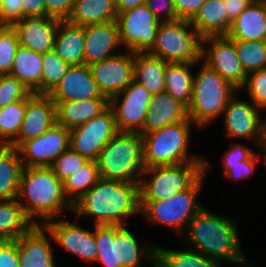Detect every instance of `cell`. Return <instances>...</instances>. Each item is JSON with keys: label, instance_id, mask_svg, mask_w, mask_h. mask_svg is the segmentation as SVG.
<instances>
[{"label": "cell", "instance_id": "obj_20", "mask_svg": "<svg viewBox=\"0 0 266 267\" xmlns=\"http://www.w3.org/2000/svg\"><path fill=\"white\" fill-rule=\"evenodd\" d=\"M234 97L228 101L222 114L225 118L227 137L255 139L258 144L262 118L259 113L261 109L252 102L248 103L245 100Z\"/></svg>", "mask_w": 266, "mask_h": 267}, {"label": "cell", "instance_id": "obj_42", "mask_svg": "<svg viewBox=\"0 0 266 267\" xmlns=\"http://www.w3.org/2000/svg\"><path fill=\"white\" fill-rule=\"evenodd\" d=\"M31 92L16 77L0 74V108L25 99Z\"/></svg>", "mask_w": 266, "mask_h": 267}, {"label": "cell", "instance_id": "obj_36", "mask_svg": "<svg viewBox=\"0 0 266 267\" xmlns=\"http://www.w3.org/2000/svg\"><path fill=\"white\" fill-rule=\"evenodd\" d=\"M100 179L97 162L89 160L76 172L63 181V191L68 201L73 204Z\"/></svg>", "mask_w": 266, "mask_h": 267}, {"label": "cell", "instance_id": "obj_2", "mask_svg": "<svg viewBox=\"0 0 266 267\" xmlns=\"http://www.w3.org/2000/svg\"><path fill=\"white\" fill-rule=\"evenodd\" d=\"M237 228L235 220L202 208L190 220L183 234L186 243L189 242L187 248L216 260L220 265L227 261L252 267L243 255Z\"/></svg>", "mask_w": 266, "mask_h": 267}, {"label": "cell", "instance_id": "obj_19", "mask_svg": "<svg viewBox=\"0 0 266 267\" xmlns=\"http://www.w3.org/2000/svg\"><path fill=\"white\" fill-rule=\"evenodd\" d=\"M60 20L51 17H23L10 25L19 45L35 52L52 51Z\"/></svg>", "mask_w": 266, "mask_h": 267}, {"label": "cell", "instance_id": "obj_32", "mask_svg": "<svg viewBox=\"0 0 266 267\" xmlns=\"http://www.w3.org/2000/svg\"><path fill=\"white\" fill-rule=\"evenodd\" d=\"M34 226L17 198L0 200V240L17 239Z\"/></svg>", "mask_w": 266, "mask_h": 267}, {"label": "cell", "instance_id": "obj_43", "mask_svg": "<svg viewBox=\"0 0 266 267\" xmlns=\"http://www.w3.org/2000/svg\"><path fill=\"white\" fill-rule=\"evenodd\" d=\"M88 161L89 160L87 158L81 156L78 152H75L69 148L55 159L50 168L53 170L54 174L63 182L68 176L76 172Z\"/></svg>", "mask_w": 266, "mask_h": 267}, {"label": "cell", "instance_id": "obj_53", "mask_svg": "<svg viewBox=\"0 0 266 267\" xmlns=\"http://www.w3.org/2000/svg\"><path fill=\"white\" fill-rule=\"evenodd\" d=\"M253 0H225L226 15L232 23Z\"/></svg>", "mask_w": 266, "mask_h": 267}, {"label": "cell", "instance_id": "obj_9", "mask_svg": "<svg viewBox=\"0 0 266 267\" xmlns=\"http://www.w3.org/2000/svg\"><path fill=\"white\" fill-rule=\"evenodd\" d=\"M204 173V162L145 168L139 182L140 200H166L188 189Z\"/></svg>", "mask_w": 266, "mask_h": 267}, {"label": "cell", "instance_id": "obj_40", "mask_svg": "<svg viewBox=\"0 0 266 267\" xmlns=\"http://www.w3.org/2000/svg\"><path fill=\"white\" fill-rule=\"evenodd\" d=\"M42 94L48 95L64 77L69 64L52 50L43 53Z\"/></svg>", "mask_w": 266, "mask_h": 267}, {"label": "cell", "instance_id": "obj_24", "mask_svg": "<svg viewBox=\"0 0 266 267\" xmlns=\"http://www.w3.org/2000/svg\"><path fill=\"white\" fill-rule=\"evenodd\" d=\"M232 40H266V0H253L232 22L227 35Z\"/></svg>", "mask_w": 266, "mask_h": 267}, {"label": "cell", "instance_id": "obj_33", "mask_svg": "<svg viewBox=\"0 0 266 267\" xmlns=\"http://www.w3.org/2000/svg\"><path fill=\"white\" fill-rule=\"evenodd\" d=\"M196 63H168L165 70V92L183 104L190 106L193 93L194 75L191 67Z\"/></svg>", "mask_w": 266, "mask_h": 267}, {"label": "cell", "instance_id": "obj_1", "mask_svg": "<svg viewBox=\"0 0 266 267\" xmlns=\"http://www.w3.org/2000/svg\"><path fill=\"white\" fill-rule=\"evenodd\" d=\"M92 217L95 225H125L124 219L140 213L139 183L100 178L72 204L71 213Z\"/></svg>", "mask_w": 266, "mask_h": 267}, {"label": "cell", "instance_id": "obj_52", "mask_svg": "<svg viewBox=\"0 0 266 267\" xmlns=\"http://www.w3.org/2000/svg\"><path fill=\"white\" fill-rule=\"evenodd\" d=\"M23 17H46L45 0H22Z\"/></svg>", "mask_w": 266, "mask_h": 267}, {"label": "cell", "instance_id": "obj_46", "mask_svg": "<svg viewBox=\"0 0 266 267\" xmlns=\"http://www.w3.org/2000/svg\"><path fill=\"white\" fill-rule=\"evenodd\" d=\"M146 4L149 7V10L160 20V22L178 20L173 6V0H147ZM161 15L164 17L163 20Z\"/></svg>", "mask_w": 266, "mask_h": 267}, {"label": "cell", "instance_id": "obj_10", "mask_svg": "<svg viewBox=\"0 0 266 267\" xmlns=\"http://www.w3.org/2000/svg\"><path fill=\"white\" fill-rule=\"evenodd\" d=\"M121 45L132 53H148L154 45L160 20L147 4L117 15Z\"/></svg>", "mask_w": 266, "mask_h": 267}, {"label": "cell", "instance_id": "obj_44", "mask_svg": "<svg viewBox=\"0 0 266 267\" xmlns=\"http://www.w3.org/2000/svg\"><path fill=\"white\" fill-rule=\"evenodd\" d=\"M245 87L251 102L261 110L266 109V68L248 73Z\"/></svg>", "mask_w": 266, "mask_h": 267}, {"label": "cell", "instance_id": "obj_23", "mask_svg": "<svg viewBox=\"0 0 266 267\" xmlns=\"http://www.w3.org/2000/svg\"><path fill=\"white\" fill-rule=\"evenodd\" d=\"M183 120H190L187 108L169 93H158L152 95L143 130L139 134H146Z\"/></svg>", "mask_w": 266, "mask_h": 267}, {"label": "cell", "instance_id": "obj_16", "mask_svg": "<svg viewBox=\"0 0 266 267\" xmlns=\"http://www.w3.org/2000/svg\"><path fill=\"white\" fill-rule=\"evenodd\" d=\"M51 239L68 252L78 255L85 262H95L97 248L93 231L71 221L49 220L43 225Z\"/></svg>", "mask_w": 266, "mask_h": 267}, {"label": "cell", "instance_id": "obj_5", "mask_svg": "<svg viewBox=\"0 0 266 267\" xmlns=\"http://www.w3.org/2000/svg\"><path fill=\"white\" fill-rule=\"evenodd\" d=\"M96 162L100 178L139 183L145 169L142 136L118 132L102 149Z\"/></svg>", "mask_w": 266, "mask_h": 267}, {"label": "cell", "instance_id": "obj_30", "mask_svg": "<svg viewBox=\"0 0 266 267\" xmlns=\"http://www.w3.org/2000/svg\"><path fill=\"white\" fill-rule=\"evenodd\" d=\"M116 0H75L68 22L86 26L115 21Z\"/></svg>", "mask_w": 266, "mask_h": 267}, {"label": "cell", "instance_id": "obj_48", "mask_svg": "<svg viewBox=\"0 0 266 267\" xmlns=\"http://www.w3.org/2000/svg\"><path fill=\"white\" fill-rule=\"evenodd\" d=\"M75 0H45L46 16L65 21L69 18Z\"/></svg>", "mask_w": 266, "mask_h": 267}, {"label": "cell", "instance_id": "obj_3", "mask_svg": "<svg viewBox=\"0 0 266 267\" xmlns=\"http://www.w3.org/2000/svg\"><path fill=\"white\" fill-rule=\"evenodd\" d=\"M21 199L28 201H19ZM17 200L35 225H41L34 221L35 217L39 216L44 225L47 221L59 217L62 210H72V204L63 191V182L50 167H24Z\"/></svg>", "mask_w": 266, "mask_h": 267}, {"label": "cell", "instance_id": "obj_50", "mask_svg": "<svg viewBox=\"0 0 266 267\" xmlns=\"http://www.w3.org/2000/svg\"><path fill=\"white\" fill-rule=\"evenodd\" d=\"M206 0H173L178 19L190 21Z\"/></svg>", "mask_w": 266, "mask_h": 267}, {"label": "cell", "instance_id": "obj_45", "mask_svg": "<svg viewBox=\"0 0 266 267\" xmlns=\"http://www.w3.org/2000/svg\"><path fill=\"white\" fill-rule=\"evenodd\" d=\"M260 157V154H256L255 152L244 161H239L235 164H223L224 174L228 178H233L234 180H242L245 177L252 176V173L255 170V165Z\"/></svg>", "mask_w": 266, "mask_h": 267}, {"label": "cell", "instance_id": "obj_28", "mask_svg": "<svg viewBox=\"0 0 266 267\" xmlns=\"http://www.w3.org/2000/svg\"><path fill=\"white\" fill-rule=\"evenodd\" d=\"M84 26L60 21L53 50L69 65L84 64Z\"/></svg>", "mask_w": 266, "mask_h": 267}, {"label": "cell", "instance_id": "obj_35", "mask_svg": "<svg viewBox=\"0 0 266 267\" xmlns=\"http://www.w3.org/2000/svg\"><path fill=\"white\" fill-rule=\"evenodd\" d=\"M155 267H222L216 260L193 249L168 250L155 246Z\"/></svg>", "mask_w": 266, "mask_h": 267}, {"label": "cell", "instance_id": "obj_37", "mask_svg": "<svg viewBox=\"0 0 266 267\" xmlns=\"http://www.w3.org/2000/svg\"><path fill=\"white\" fill-rule=\"evenodd\" d=\"M94 235L97 248L95 262L105 267H122L118 263V225H95Z\"/></svg>", "mask_w": 266, "mask_h": 267}, {"label": "cell", "instance_id": "obj_26", "mask_svg": "<svg viewBox=\"0 0 266 267\" xmlns=\"http://www.w3.org/2000/svg\"><path fill=\"white\" fill-rule=\"evenodd\" d=\"M225 10V0H206L190 20V24L202 39L227 36L232 23Z\"/></svg>", "mask_w": 266, "mask_h": 267}, {"label": "cell", "instance_id": "obj_15", "mask_svg": "<svg viewBox=\"0 0 266 267\" xmlns=\"http://www.w3.org/2000/svg\"><path fill=\"white\" fill-rule=\"evenodd\" d=\"M126 52L89 66L99 91L108 99L119 94L133 81L134 53Z\"/></svg>", "mask_w": 266, "mask_h": 267}, {"label": "cell", "instance_id": "obj_31", "mask_svg": "<svg viewBox=\"0 0 266 267\" xmlns=\"http://www.w3.org/2000/svg\"><path fill=\"white\" fill-rule=\"evenodd\" d=\"M23 168L17 148L0 145V200L17 198Z\"/></svg>", "mask_w": 266, "mask_h": 267}, {"label": "cell", "instance_id": "obj_11", "mask_svg": "<svg viewBox=\"0 0 266 267\" xmlns=\"http://www.w3.org/2000/svg\"><path fill=\"white\" fill-rule=\"evenodd\" d=\"M118 132L113 110L108 107L99 116L70 129L69 148L88 160L96 161L102 149Z\"/></svg>", "mask_w": 266, "mask_h": 267}, {"label": "cell", "instance_id": "obj_38", "mask_svg": "<svg viewBox=\"0 0 266 267\" xmlns=\"http://www.w3.org/2000/svg\"><path fill=\"white\" fill-rule=\"evenodd\" d=\"M26 110V98L0 108V145L9 146L20 132Z\"/></svg>", "mask_w": 266, "mask_h": 267}, {"label": "cell", "instance_id": "obj_12", "mask_svg": "<svg viewBox=\"0 0 266 267\" xmlns=\"http://www.w3.org/2000/svg\"><path fill=\"white\" fill-rule=\"evenodd\" d=\"M151 98L148 90L133 80L123 91L109 99L119 132L140 133L143 130Z\"/></svg>", "mask_w": 266, "mask_h": 267}, {"label": "cell", "instance_id": "obj_22", "mask_svg": "<svg viewBox=\"0 0 266 267\" xmlns=\"http://www.w3.org/2000/svg\"><path fill=\"white\" fill-rule=\"evenodd\" d=\"M43 225L17 238L19 267H56L53 249Z\"/></svg>", "mask_w": 266, "mask_h": 267}, {"label": "cell", "instance_id": "obj_47", "mask_svg": "<svg viewBox=\"0 0 266 267\" xmlns=\"http://www.w3.org/2000/svg\"><path fill=\"white\" fill-rule=\"evenodd\" d=\"M0 267H19L17 239L0 240Z\"/></svg>", "mask_w": 266, "mask_h": 267}, {"label": "cell", "instance_id": "obj_25", "mask_svg": "<svg viewBox=\"0 0 266 267\" xmlns=\"http://www.w3.org/2000/svg\"><path fill=\"white\" fill-rule=\"evenodd\" d=\"M54 103L56 105V123L67 129H72L88 122L109 107L108 98Z\"/></svg>", "mask_w": 266, "mask_h": 267}, {"label": "cell", "instance_id": "obj_6", "mask_svg": "<svg viewBox=\"0 0 266 267\" xmlns=\"http://www.w3.org/2000/svg\"><path fill=\"white\" fill-rule=\"evenodd\" d=\"M201 62L202 67L194 76L192 100L187 110L189 119L203 128L222 115L238 89Z\"/></svg>", "mask_w": 266, "mask_h": 267}, {"label": "cell", "instance_id": "obj_13", "mask_svg": "<svg viewBox=\"0 0 266 267\" xmlns=\"http://www.w3.org/2000/svg\"><path fill=\"white\" fill-rule=\"evenodd\" d=\"M206 42L209 48H204ZM201 59L205 65L216 71L235 88L243 89L247 74L238 59L234 40L227 36L203 38Z\"/></svg>", "mask_w": 266, "mask_h": 267}, {"label": "cell", "instance_id": "obj_7", "mask_svg": "<svg viewBox=\"0 0 266 267\" xmlns=\"http://www.w3.org/2000/svg\"><path fill=\"white\" fill-rule=\"evenodd\" d=\"M210 163L204 160V173L186 190L166 200H140V213L152 224H164L177 231H186L190 220L203 208L196 200ZM184 230V231H183Z\"/></svg>", "mask_w": 266, "mask_h": 267}, {"label": "cell", "instance_id": "obj_34", "mask_svg": "<svg viewBox=\"0 0 266 267\" xmlns=\"http://www.w3.org/2000/svg\"><path fill=\"white\" fill-rule=\"evenodd\" d=\"M144 256L155 267V245L141 246L125 225H118V263L122 267H140Z\"/></svg>", "mask_w": 266, "mask_h": 267}, {"label": "cell", "instance_id": "obj_8", "mask_svg": "<svg viewBox=\"0 0 266 267\" xmlns=\"http://www.w3.org/2000/svg\"><path fill=\"white\" fill-rule=\"evenodd\" d=\"M202 38L188 20L161 22L149 54L167 63L201 61Z\"/></svg>", "mask_w": 266, "mask_h": 267}, {"label": "cell", "instance_id": "obj_27", "mask_svg": "<svg viewBox=\"0 0 266 267\" xmlns=\"http://www.w3.org/2000/svg\"><path fill=\"white\" fill-rule=\"evenodd\" d=\"M43 54L19 46L10 75L16 77L31 93L42 94Z\"/></svg>", "mask_w": 266, "mask_h": 267}, {"label": "cell", "instance_id": "obj_51", "mask_svg": "<svg viewBox=\"0 0 266 267\" xmlns=\"http://www.w3.org/2000/svg\"><path fill=\"white\" fill-rule=\"evenodd\" d=\"M230 147L231 149H228L222 157L223 164H235L239 161L247 160L254 153L251 148L239 143H234Z\"/></svg>", "mask_w": 266, "mask_h": 267}, {"label": "cell", "instance_id": "obj_54", "mask_svg": "<svg viewBox=\"0 0 266 267\" xmlns=\"http://www.w3.org/2000/svg\"><path fill=\"white\" fill-rule=\"evenodd\" d=\"M147 0H116L117 14L134 9L137 6L146 4Z\"/></svg>", "mask_w": 266, "mask_h": 267}, {"label": "cell", "instance_id": "obj_41", "mask_svg": "<svg viewBox=\"0 0 266 267\" xmlns=\"http://www.w3.org/2000/svg\"><path fill=\"white\" fill-rule=\"evenodd\" d=\"M19 42L15 30L11 25H0V74H9Z\"/></svg>", "mask_w": 266, "mask_h": 267}, {"label": "cell", "instance_id": "obj_49", "mask_svg": "<svg viewBox=\"0 0 266 267\" xmlns=\"http://www.w3.org/2000/svg\"><path fill=\"white\" fill-rule=\"evenodd\" d=\"M22 18V0H0V24L10 25Z\"/></svg>", "mask_w": 266, "mask_h": 267}, {"label": "cell", "instance_id": "obj_39", "mask_svg": "<svg viewBox=\"0 0 266 267\" xmlns=\"http://www.w3.org/2000/svg\"><path fill=\"white\" fill-rule=\"evenodd\" d=\"M234 45L246 74L266 68V40H234Z\"/></svg>", "mask_w": 266, "mask_h": 267}, {"label": "cell", "instance_id": "obj_17", "mask_svg": "<svg viewBox=\"0 0 266 267\" xmlns=\"http://www.w3.org/2000/svg\"><path fill=\"white\" fill-rule=\"evenodd\" d=\"M56 124V105L49 95L30 93L18 137L9 145L18 148L24 141L36 138Z\"/></svg>", "mask_w": 266, "mask_h": 267}, {"label": "cell", "instance_id": "obj_4", "mask_svg": "<svg viewBox=\"0 0 266 267\" xmlns=\"http://www.w3.org/2000/svg\"><path fill=\"white\" fill-rule=\"evenodd\" d=\"M192 124L191 120H183L142 134L144 168L204 162V158L198 155L189 156Z\"/></svg>", "mask_w": 266, "mask_h": 267}, {"label": "cell", "instance_id": "obj_14", "mask_svg": "<svg viewBox=\"0 0 266 267\" xmlns=\"http://www.w3.org/2000/svg\"><path fill=\"white\" fill-rule=\"evenodd\" d=\"M70 129L54 124L42 135L24 141L18 148L24 167H50L69 149Z\"/></svg>", "mask_w": 266, "mask_h": 267}, {"label": "cell", "instance_id": "obj_29", "mask_svg": "<svg viewBox=\"0 0 266 267\" xmlns=\"http://www.w3.org/2000/svg\"><path fill=\"white\" fill-rule=\"evenodd\" d=\"M168 63L149 53H134V77L151 95L165 92V70Z\"/></svg>", "mask_w": 266, "mask_h": 267}, {"label": "cell", "instance_id": "obj_21", "mask_svg": "<svg viewBox=\"0 0 266 267\" xmlns=\"http://www.w3.org/2000/svg\"><path fill=\"white\" fill-rule=\"evenodd\" d=\"M84 64L90 66L117 55L113 50L121 45L115 21L84 26Z\"/></svg>", "mask_w": 266, "mask_h": 267}, {"label": "cell", "instance_id": "obj_18", "mask_svg": "<svg viewBox=\"0 0 266 267\" xmlns=\"http://www.w3.org/2000/svg\"><path fill=\"white\" fill-rule=\"evenodd\" d=\"M48 95L53 102L107 98L99 91L90 67L86 64L70 65L64 77Z\"/></svg>", "mask_w": 266, "mask_h": 267}, {"label": "cell", "instance_id": "obj_55", "mask_svg": "<svg viewBox=\"0 0 266 267\" xmlns=\"http://www.w3.org/2000/svg\"><path fill=\"white\" fill-rule=\"evenodd\" d=\"M265 119V120H264ZM259 147H261L264 155V161L266 164V118H261V127H260V138L258 141Z\"/></svg>", "mask_w": 266, "mask_h": 267}]
</instances>
